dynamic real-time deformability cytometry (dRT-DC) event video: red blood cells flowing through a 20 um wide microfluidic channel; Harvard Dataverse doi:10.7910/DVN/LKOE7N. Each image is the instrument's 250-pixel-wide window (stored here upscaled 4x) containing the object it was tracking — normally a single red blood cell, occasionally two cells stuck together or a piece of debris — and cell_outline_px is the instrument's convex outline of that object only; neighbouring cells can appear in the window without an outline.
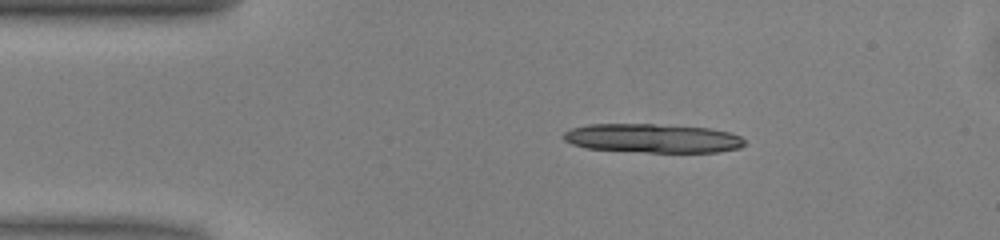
{"species": "common noctule bat (a hibernating species)", "species_latin": "Nyctalus noctula", "temperature_condition": "warm", "stored_images_in_passage": 7, "camera_frame_rate_fps": 3000, "um_per_image_px": 0.085, "animal": {"sex": "male", "body_mass_g": 13.0, "forearm_length_mm": 53.1}, "frame": {"image": 1, "passage_image": 1, "time_ms": 0.0, "image_size_px": [1000, 240], "cell_outline_px": [[744, 144], [740, 148], [720, 152], [644, 152], [588, 148], [572, 144], [564, 140], [564, 132], [572, 128], [588, 124], [652, 124], [708, 128], [732, 132], [740, 136], [744, 140]], "centroid_in_image_um": [55.5, 11.75], "position_along_channel_um": 29.5, "area_um2": 30.46}}